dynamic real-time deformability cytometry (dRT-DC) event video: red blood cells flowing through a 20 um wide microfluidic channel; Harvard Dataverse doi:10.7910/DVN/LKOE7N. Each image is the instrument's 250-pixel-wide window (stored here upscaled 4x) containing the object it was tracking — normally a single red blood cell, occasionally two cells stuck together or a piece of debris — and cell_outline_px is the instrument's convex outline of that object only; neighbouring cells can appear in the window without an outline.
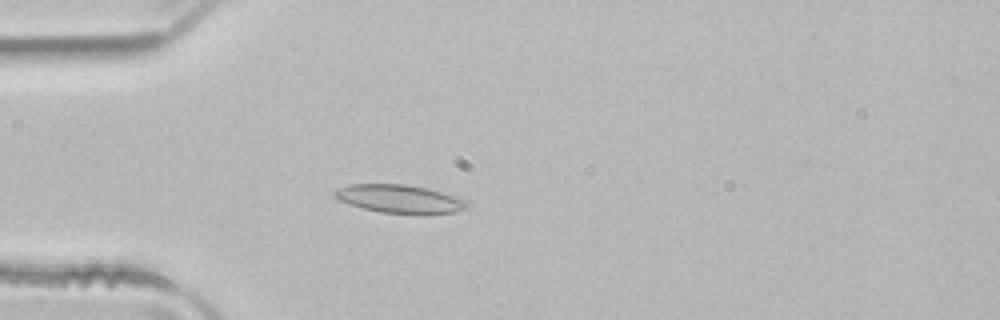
{"species": "common noctule bat (a hibernating species)", "species_latin": "Nyctalus noctula", "temperature_condition": "room temperature", "stored_images_in_passage": 3, "camera_frame_rate_fps": 3000, "um_per_image_px": 0.085, "animal": {"sex": "male", "body_mass_g": 21.5, "forearm_length_mm": 52.0}, "frame": {"image": 1, "passage_image": 3, "time_ms": 0.667, "image_size_px": [1000, 320], "cell_outline_px": [[472, 204], [468, 208], [456, 212], [424, 216], [420, 216], [380, 212], [348, 204], [340, 200], [332, 192], [340, 188], [352, 184], [404, 184], [428, 188], [468, 200]], "centroid_in_image_um": [34.09, 16.94], "position_along_channel_um": 50.9, "area_um2": 22.43}}